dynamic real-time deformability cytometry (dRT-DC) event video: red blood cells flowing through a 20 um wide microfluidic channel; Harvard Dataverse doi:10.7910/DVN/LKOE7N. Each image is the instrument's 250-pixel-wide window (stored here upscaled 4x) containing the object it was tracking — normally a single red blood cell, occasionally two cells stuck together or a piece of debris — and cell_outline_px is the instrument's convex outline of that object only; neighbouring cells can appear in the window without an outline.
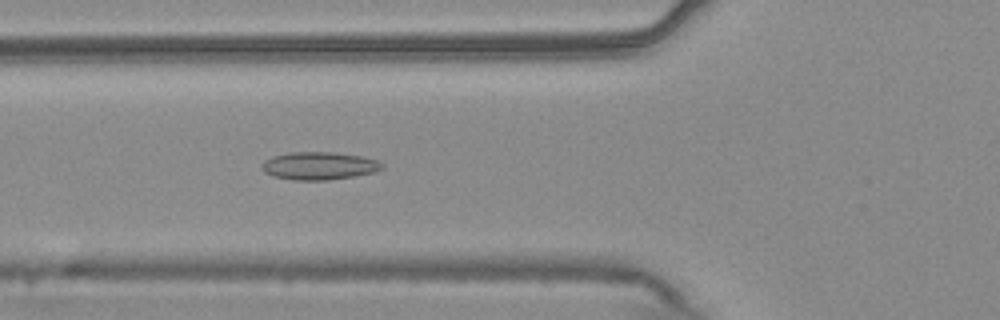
{"species": "common noctule bat (a hibernating species)", "species_latin": "Nyctalus noctula", "temperature_condition": "warm", "stored_images_in_passage": 54, "camera_frame_rate_fps": 3000, "um_per_image_px": 0.085, "animal": {"sex": "male", "body_mass_g": 20.4}, "frame": {"image": 1, "passage_image": 20, "time_ms": 6.333, "image_size_px": [1000, 320], "cell_outline_px": [[384, 168], [376, 172], [356, 176], [328, 180], [292, 180], [272, 176], [264, 172], [260, 168], [264, 160], [272, 156], [288, 152], [332, 152], [364, 156], [380, 160], [384, 164]], "centroid_in_image_um": [27.15, 14.09], "position_along_channel_um": 98.6, "area_um2": 19.94}}
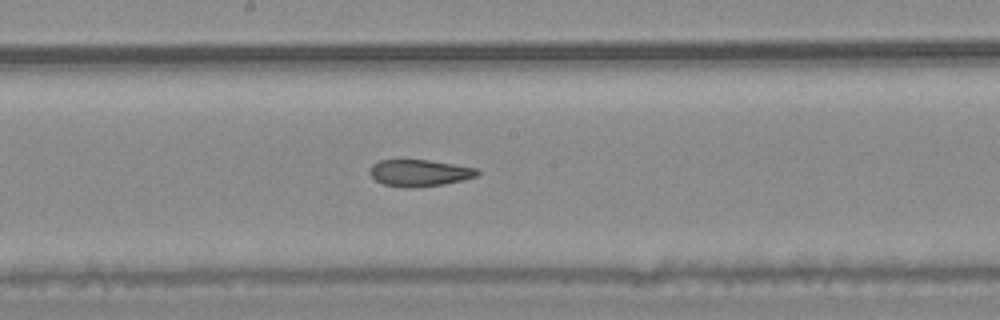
{"frame": {"image": 2, "passage_image": 29, "time_ms": 9.333, "image_size_px": [1000, 320], "cell_outline_px": [[480, 172], [476, 176], [464, 180], [444, 184], [384, 184], [376, 180], [368, 172], [372, 164], [380, 160], [428, 160], [476, 168]], "centroid_in_image_um": [35.68, 14.64], "position_along_channel_um": 212.5, "area_um2": 15.72}}
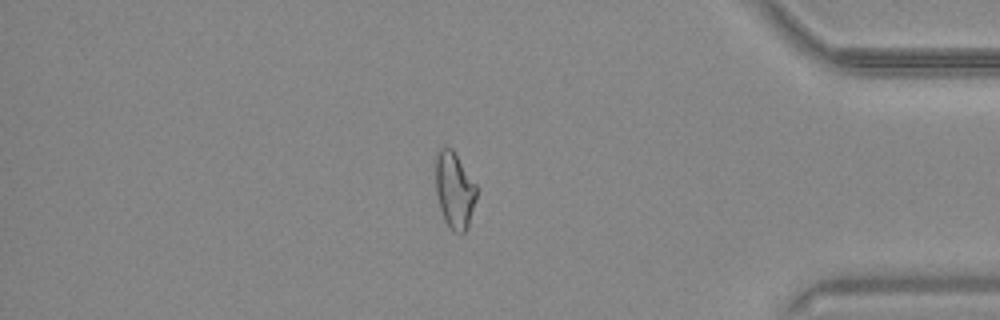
{"frame": {"image": 3, "passage_image": 46, "time_ms": 15.0, "image_size_px": [1000, 320], "cell_outline_px": [[476, 200], [468, 228], [460, 236], [452, 232], [444, 220], [440, 208], [436, 192], [436, 156], [440, 148], [452, 148], [476, 184]], "centroid_in_image_um": [38.64, 16.23], "position_along_channel_um": 396.6, "area_um2": 18.32}, "authors_computed_cell_mechanics": {"area_um2": 19.0162, "velocity_mm_per_s": 3.7872, "shape_relaxation_time_tau1_ms": null, "shape_relaxation_time_tau2_ms": 4.2276, "deformation_change_tau1": null, "deformation_change_tau2": 0.1206}}